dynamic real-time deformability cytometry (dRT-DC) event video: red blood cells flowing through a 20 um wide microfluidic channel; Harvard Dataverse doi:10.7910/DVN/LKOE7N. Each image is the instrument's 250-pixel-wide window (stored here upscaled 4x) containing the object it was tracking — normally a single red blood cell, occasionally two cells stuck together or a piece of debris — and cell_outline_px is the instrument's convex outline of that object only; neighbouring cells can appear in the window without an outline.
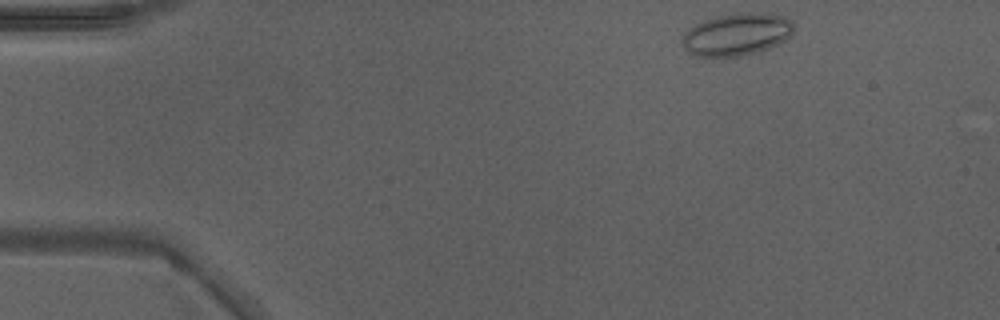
{"species": "Egyptian fruit bat (a non-hibernating species)", "species_latin": "Rousettus aegyptiacus", "temperature_condition": "warm", "stored_images_in_passage": 43, "camera_frame_rate_fps": 3000, "um_per_image_px": 0.085, "animal": {"sex": "male"}, "frame": {"image": 1, "passage_image": 1, "time_ms": 0.0, "image_size_px": [1000, 320], "cell_outline_px": [[792, 32], [784, 40], [768, 48], [756, 52], [740, 56], [692, 56], [684, 48], [680, 40], [684, 32], [696, 24], [704, 20], [716, 16], [736, 12], [752, 12], [784, 16], [792, 20]], "centroid_in_image_um": [62.56, 2.91], "position_along_channel_um": 22.4, "area_um2": 27.46}}
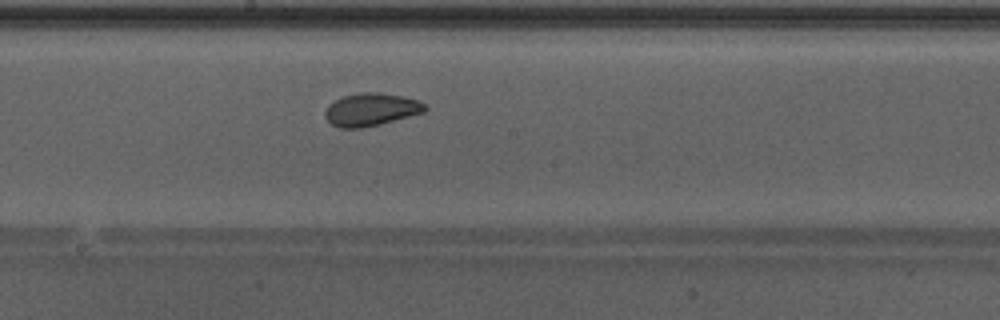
{"frame": {"image": 2, "passage_image": 21, "time_ms": 6.667, "image_size_px": [1000, 320], "cell_outline_px": [[428, 108], [424, 112], [380, 124], [360, 128], [340, 128], [332, 124], [324, 116], [324, 112], [328, 104], [344, 96], [360, 92], [380, 92], [404, 96], [420, 100]], "centroid_in_image_um": [31.55, 9.3], "position_along_channel_um": 216.7, "area_um2": 19.13}}
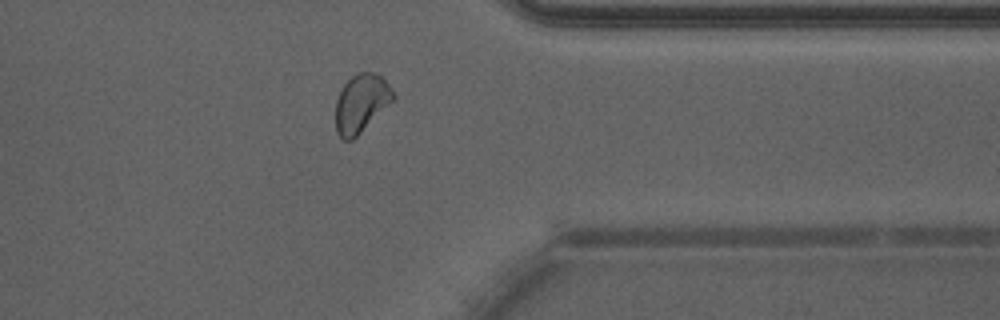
{"frame": {"image": 3, "passage_image": 33, "time_ms": 10.667, "image_size_px": [1000, 320], "cell_outline_px": [[396, 96], [352, 140], [344, 140], [336, 132], [336, 100], [344, 84], [352, 76], [360, 72], [376, 72], [392, 88]], "centroid_in_image_um": [30.68, 8.75], "position_along_channel_um": 380.7, "area_um2": 19.02}, "authors_computed_cell_mechanics": {"area_um2": 20.1144, "velocity_mm_per_s": 4.2812, "shape_relaxation_time_tau1_ms": 7.7305, "shape_relaxation_time_tau2_ms": 1.1005, "deformation_change_tau1": 0.111, "deformation_change_tau2": 0.0492}}